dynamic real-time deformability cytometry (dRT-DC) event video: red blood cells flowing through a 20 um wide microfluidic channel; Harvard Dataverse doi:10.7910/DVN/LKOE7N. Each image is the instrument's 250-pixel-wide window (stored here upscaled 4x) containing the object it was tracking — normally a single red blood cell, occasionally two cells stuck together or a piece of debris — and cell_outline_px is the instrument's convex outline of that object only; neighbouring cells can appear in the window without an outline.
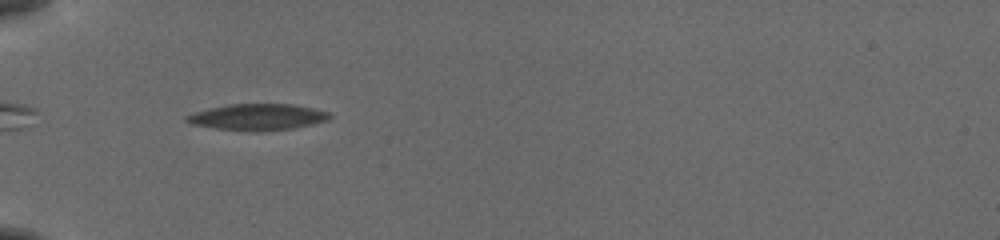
{"species": "common noctule bat (a hibernating species)", "species_latin": "Nyctalus noctula", "temperature_condition": "cold", "stored_images_in_passage": 38, "camera_frame_rate_fps": 3000, "um_per_image_px": 0.085, "animal": {"sex": "female", "body_mass_g": 19.5, "forearm_length_mm": 54.1}, "frame": {"image": 1, "passage_image": 2, "time_ms": 0.333, "image_size_px": [1000, 240], "cell_outline_px": [[332, 116], [328, 120], [312, 124], [292, 128], [256, 132], [216, 128], [192, 124], [184, 120], [184, 116], [208, 108], [232, 104], [292, 104], [312, 108], [328, 112]], "centroid_in_image_um": [21.88, 9.95], "position_along_channel_um": 63.1, "area_um2": 21.79}}
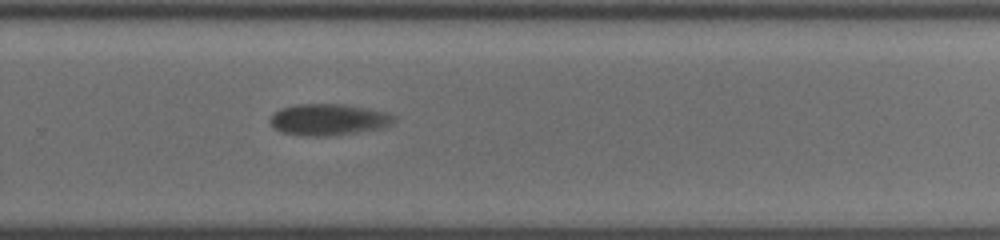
{"frame": {"image": 2, "passage_image": 22, "time_ms": 7.0, "image_size_px": [1000, 240], "cell_outline_px": [[396, 120], [392, 124], [384, 128], [360, 132], [332, 136], [308, 136], [280, 132], [268, 120], [280, 108], [296, 104], [344, 104], [368, 108], [388, 112], [396, 116]], "centroid_in_image_um": [27.99, 10.17], "position_along_channel_um": 301.8, "area_um2": 23.0}}
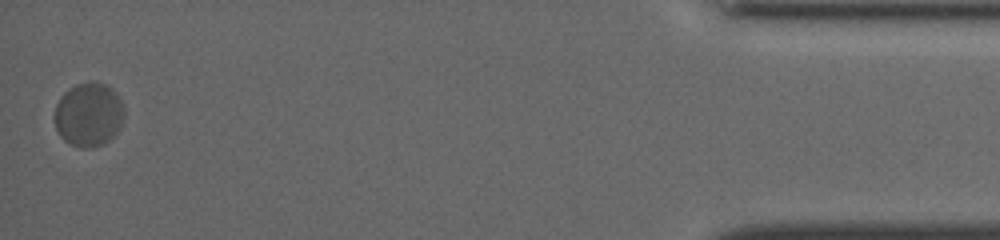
{"frame": {"image": 3, "passage_image": 38, "time_ms": 12.333, "image_size_px": [1000, 240], "cell_outline_px": [[124, 116], [120, 128], [108, 140], [100, 144], [88, 148], [72, 144], [64, 140], [60, 136], [56, 128], [56, 104], [64, 92], [68, 88], [76, 84], [88, 80], [96, 80], [112, 88], [116, 92], [124, 108]], "centroid_in_image_um": [7.55, 9.68], "position_along_channel_um": 427.6, "area_um2": 25.84}, "authors_computed_cell_mechanics": {"area_um2": 23.3801, "velocity_mm_per_s": 3.7304, "shape_relaxation_time_tau1_ms": 1.9757, "shape_relaxation_time_tau2_ms": 1.2745, "deformation_change_tau1": 0.0956, "deformation_change_tau2": 0.0403}}